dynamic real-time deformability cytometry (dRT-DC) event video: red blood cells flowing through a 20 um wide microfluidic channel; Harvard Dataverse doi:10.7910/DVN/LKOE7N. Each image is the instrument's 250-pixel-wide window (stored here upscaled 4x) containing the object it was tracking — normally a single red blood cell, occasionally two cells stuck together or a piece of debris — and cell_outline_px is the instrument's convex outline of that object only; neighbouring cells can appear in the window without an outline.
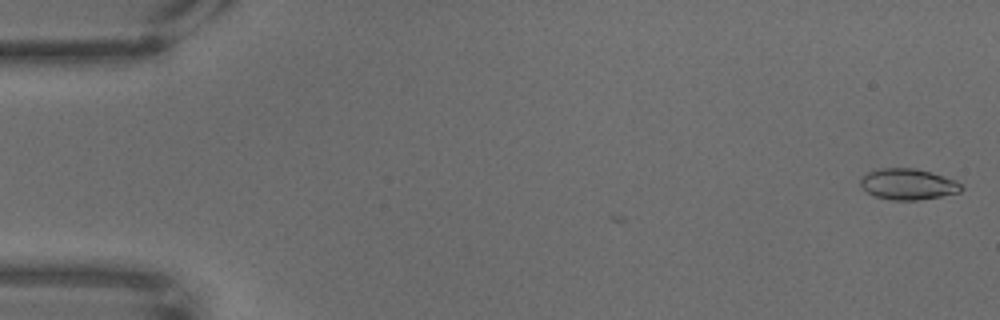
{"species": "common noctule bat (a hibernating species)", "species_latin": "Nyctalus noctula", "temperature_condition": "warm", "stored_images_in_passage": 4, "camera_frame_rate_fps": 3000, "um_per_image_px": 0.085, "animal": {"sex": "male", "body_mass_g": 18.8}, "frame": {"image": 1, "passage_image": 4, "time_ms": 1.0, "image_size_px": [1000, 320], "cell_outline_px": [[964, 188], [960, 192], [920, 200], [892, 200], [876, 196], [868, 192], [860, 184], [860, 180], [868, 172], [880, 168], [916, 168], [956, 180]], "centroid_in_image_um": [77.2, 15.65], "position_along_channel_um": 7.8, "area_um2": 18.03}}